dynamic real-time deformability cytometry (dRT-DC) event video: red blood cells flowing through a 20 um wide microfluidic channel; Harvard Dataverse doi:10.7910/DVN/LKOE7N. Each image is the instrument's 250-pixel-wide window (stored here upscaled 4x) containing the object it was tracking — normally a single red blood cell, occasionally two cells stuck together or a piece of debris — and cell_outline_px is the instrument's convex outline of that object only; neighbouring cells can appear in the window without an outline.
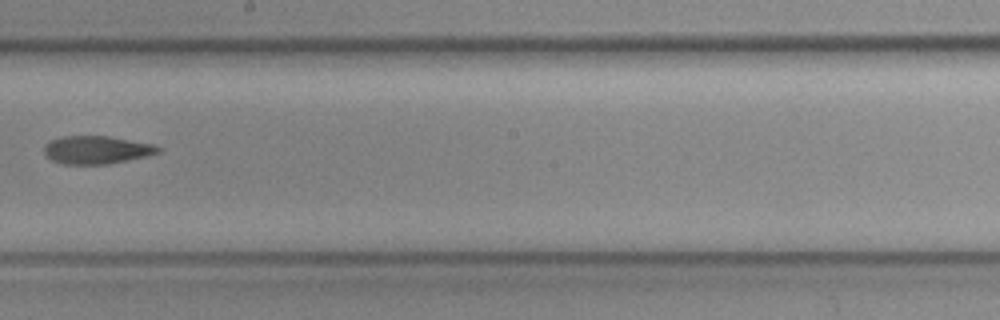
{"species": "common noctule bat (a hibernating species)", "species_latin": "Nyctalus noctula", "temperature_condition": "cold", "stored_images_in_passage": 9, "camera_frame_rate_fps": 3000, "um_per_image_px": 0.085, "animal": {"sex": "female", "body_mass_g": 19.3, "forearm_length_mm": 54.1}, "frame": {"image": 1, "passage_image": 9, "time_ms": 2.667, "image_size_px": [1000, 320], "cell_outline_px": [[160, 152], [148, 156], [108, 164], [64, 164], [52, 160], [44, 152], [44, 144], [52, 140], [64, 136], [108, 136], [152, 144], [160, 148]], "centroid_in_image_um": [8.21, 12.74], "position_along_channel_um": 240.0, "area_um2": 18.44}}